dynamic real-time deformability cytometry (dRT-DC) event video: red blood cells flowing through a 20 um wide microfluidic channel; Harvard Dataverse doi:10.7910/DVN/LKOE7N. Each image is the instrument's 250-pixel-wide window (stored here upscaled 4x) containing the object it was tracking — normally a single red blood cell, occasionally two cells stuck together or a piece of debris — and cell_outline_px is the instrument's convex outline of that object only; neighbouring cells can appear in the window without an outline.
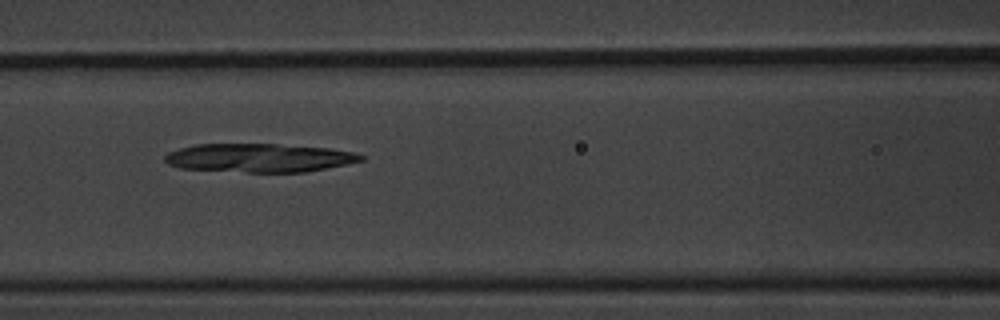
{"species": "common noctule bat (a hibernating species)", "species_latin": "Nyctalus noctula", "temperature_condition": "warm", "stored_images_in_passage": 6, "camera_frame_rate_fps": 3000, "um_per_image_px": 0.085, "animal": {"sex": "male", "body_mass_g": 20.1, "forearm_length_mm": 53.5}, "frame": {"image": 1, "passage_image": 4, "time_ms": 1.0, "image_size_px": [1000, 320], "cell_outline_px": [[364, 160], [304, 172], [248, 172], [180, 168], [168, 164], [164, 160], [164, 156], [168, 152], [180, 148], [196, 144], [276, 144], [328, 148], [356, 152], [364, 156]], "centroid_in_image_um": [22.01, 13.41], "position_along_channel_um": 144.6, "area_um2": 32.48}}